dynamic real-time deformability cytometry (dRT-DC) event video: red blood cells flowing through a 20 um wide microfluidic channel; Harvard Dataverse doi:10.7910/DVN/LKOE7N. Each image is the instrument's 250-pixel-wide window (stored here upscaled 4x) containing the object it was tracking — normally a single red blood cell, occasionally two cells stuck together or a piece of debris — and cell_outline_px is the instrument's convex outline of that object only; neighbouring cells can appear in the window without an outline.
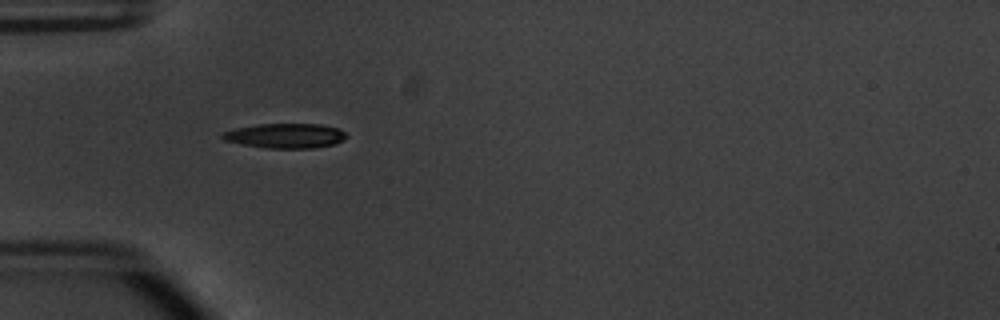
{"species": "common noctule bat (a hibernating species)", "species_latin": "Nyctalus noctula", "temperature_condition": "warm", "stored_images_in_passage": 37, "camera_frame_rate_fps": 3000, "um_per_image_px": 0.085, "animal": {"sex": "male", "body_mass_g": 20.1, "forearm_length_mm": 53.5}, "frame": {"image": 1, "passage_image": 1, "time_ms": 0.0, "image_size_px": [1000, 320], "cell_outline_px": [[348, 136], [344, 140], [336, 144], [312, 148], [268, 148], [240, 144], [224, 140], [220, 136], [220, 132], [236, 128], [256, 124], [320, 124], [336, 128], [344, 132]], "centroid_in_image_um": [24.23, 11.54], "position_along_channel_um": 60.8, "area_um2": 17.98}}
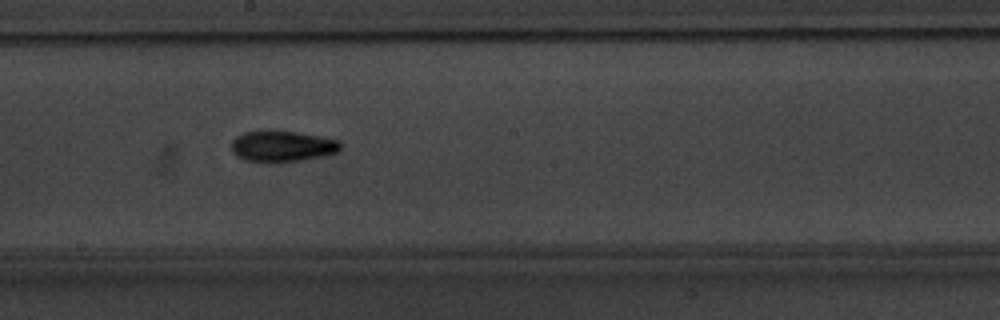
{"frame": {"image": 2, "passage_image": 14, "time_ms": 4.333, "image_size_px": [1000, 320], "cell_outline_px": [[340, 148], [336, 152], [324, 156], [300, 160], [244, 160], [236, 156], [232, 152], [232, 140], [236, 136], [244, 132], [296, 132], [320, 136], [340, 140]], "centroid_in_image_um": [24.01, 12.42], "position_along_channel_um": 224.2, "area_um2": 18.9}}
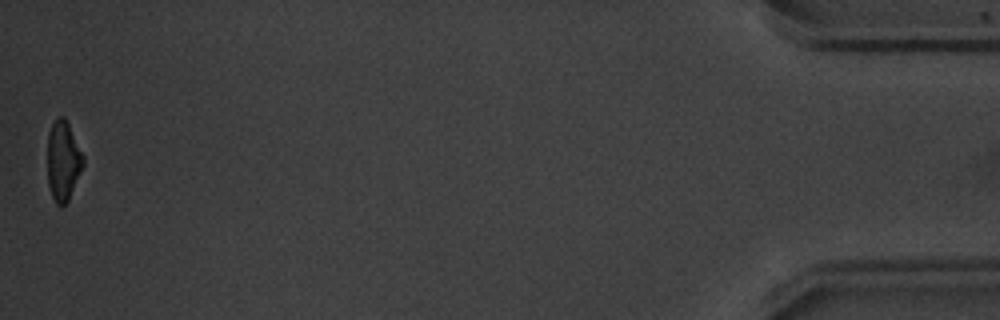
{"frame": {"image": 3, "passage_image": 37, "time_ms": 12.0, "image_size_px": [1000, 320], "cell_outline_px": [[84, 164], [68, 200], [60, 208], [56, 204], [52, 196], [48, 184], [48, 132], [56, 116], [64, 116], [84, 156]], "centroid_in_image_um": [5.36, 13.66], "position_along_channel_um": 429.8, "area_um2": 16.53}, "authors_computed_cell_mechanics": {"area_um2": 18.0336, "velocity_mm_per_s": 3.8476, "shape_relaxation_time_tau1_ms": 3.501, "shape_relaxation_time_tau2_ms": null, "deformation_change_tau1": 0.1603, "deformation_change_tau2": null}}